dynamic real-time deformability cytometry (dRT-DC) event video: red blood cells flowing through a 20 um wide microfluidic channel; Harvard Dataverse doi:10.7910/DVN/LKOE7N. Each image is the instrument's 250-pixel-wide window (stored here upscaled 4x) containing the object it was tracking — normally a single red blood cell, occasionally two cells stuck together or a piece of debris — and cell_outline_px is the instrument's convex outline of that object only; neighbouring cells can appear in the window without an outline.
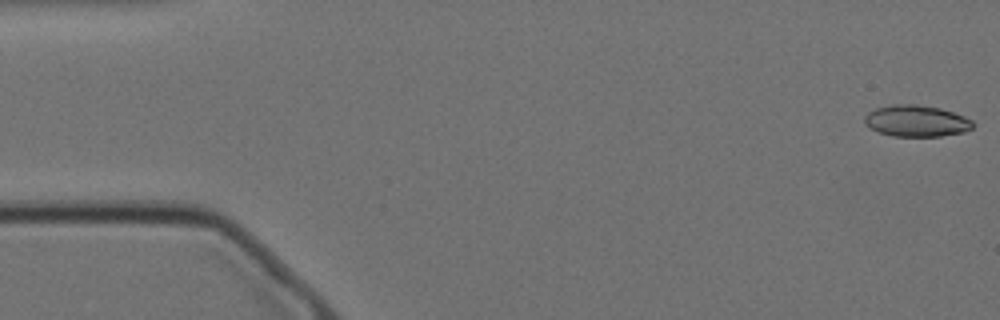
{"species": "Egyptian fruit bat (a non-hibernating species)", "species_latin": "Rousettus aegyptiacus", "temperature_condition": "cold", "stored_images_in_passage": 57, "camera_frame_rate_fps": 3000, "um_per_image_px": 0.085, "animal": {"sex": "female"}, "frame": {"image": 1, "passage_image": 1, "time_ms": 0.0, "image_size_px": [1000, 320], "cell_outline_px": [[976, 124], [972, 128], [964, 132], [940, 136], [892, 136], [880, 132], [864, 124], [864, 116], [868, 112], [876, 108], [892, 104], [916, 104], [940, 108], [964, 116], [972, 120]], "centroid_in_image_um": [77.9, 10.27], "position_along_channel_um": 7.1, "area_um2": 19.88}}
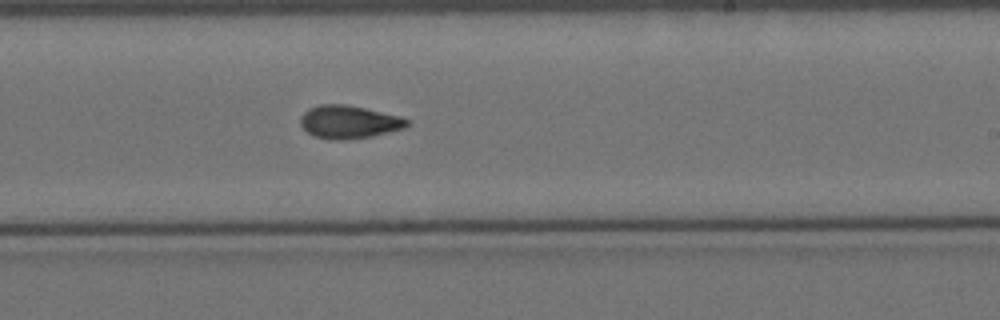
{"frame": {"image": 2, "passage_image": 33, "time_ms": 10.667, "image_size_px": [1000, 320], "cell_outline_px": [[412, 124], [404, 128], [372, 136], [344, 140], [328, 140], [312, 136], [300, 124], [300, 116], [308, 108], [320, 104], [344, 104], [364, 108], [400, 116], [412, 120]], "centroid_in_image_um": [29.66, 10.37], "position_along_channel_um": 259.3, "area_um2": 20.75}}
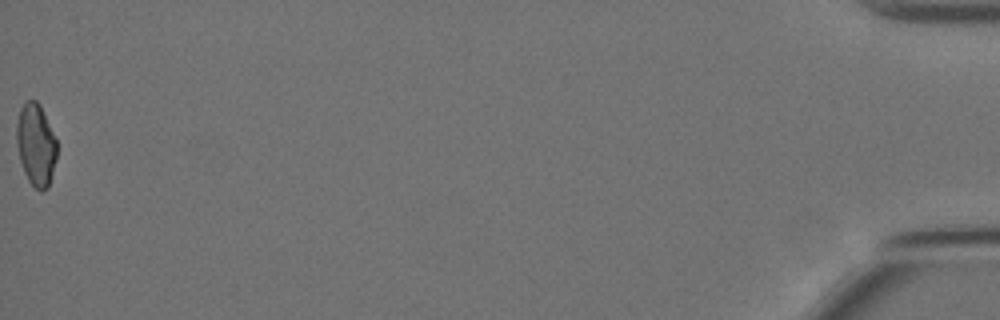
{"frame": {"image": 3, "passage_image": 57, "time_ms": 18.667, "image_size_px": [1000, 320], "cell_outline_px": [[56, 160], [48, 188], [40, 192], [28, 180], [24, 172], [20, 160], [16, 144], [16, 124], [20, 108], [28, 100], [36, 100], [40, 104], [56, 140]], "centroid_in_image_um": [3.04, 12.31], "position_along_channel_um": 432.2, "area_um2": 19.25}, "authors_computed_cell_mechanics": {"area_um2": 19.9988, "velocity_mm_per_s": 3.5067, "shape_relaxation_time_tau1_ms": null, "shape_relaxation_time_tau2_ms": 4.8561, "deformation_change_tau1": null, "deformation_change_tau2": 0.1133}}